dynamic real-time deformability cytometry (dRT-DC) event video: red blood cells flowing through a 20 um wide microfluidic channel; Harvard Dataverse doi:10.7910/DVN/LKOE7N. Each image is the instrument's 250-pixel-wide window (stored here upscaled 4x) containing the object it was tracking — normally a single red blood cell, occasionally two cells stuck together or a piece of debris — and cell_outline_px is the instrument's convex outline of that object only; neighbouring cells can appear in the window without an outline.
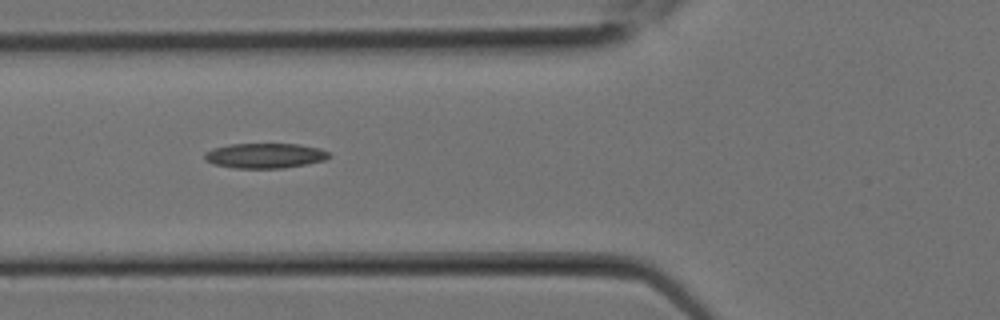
{"species": "Egyptian fruit bat (a non-hibernating species)", "species_latin": "Rousettus aegyptiacus", "temperature_condition": "room temperature", "stored_images_in_passage": 4, "camera_frame_rate_fps": 3000, "um_per_image_px": 0.085, "animal": {"sex": "female"}, "frame": {"image": 1, "passage_image": 4, "time_ms": 1.0, "image_size_px": [1000, 320], "cell_outline_px": [[332, 156], [324, 160], [284, 168], [236, 168], [212, 164], [204, 160], [204, 152], [212, 148], [228, 144], [300, 144], [320, 148], [328, 152]], "centroid_in_image_um": [22.48, 13.22], "position_along_channel_um": 103.3, "area_um2": 18.26}}